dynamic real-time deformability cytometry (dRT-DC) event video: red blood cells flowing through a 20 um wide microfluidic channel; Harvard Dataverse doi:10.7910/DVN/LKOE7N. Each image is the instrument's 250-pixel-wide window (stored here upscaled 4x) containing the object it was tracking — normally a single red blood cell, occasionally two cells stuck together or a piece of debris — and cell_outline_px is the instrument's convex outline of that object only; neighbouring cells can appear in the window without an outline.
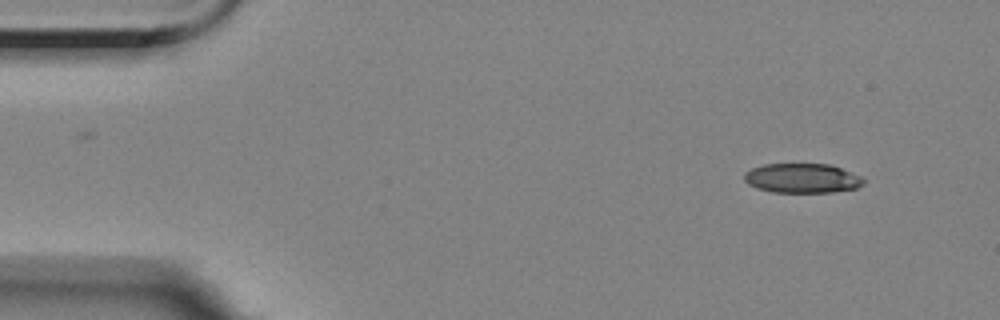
{"species": "Egyptian fruit bat (a non-hibernating species)", "species_latin": "Rousettus aegyptiacus", "temperature_condition": "room temperature", "stored_images_in_passage": 6, "camera_frame_rate_fps": 3000, "um_per_image_px": 0.085, "animal": {"sex": "female"}, "frame": {"image": 1, "passage_image": 1, "time_ms": 0.0, "image_size_px": [1000, 320], "cell_outline_px": [[864, 184], [856, 188], [832, 192], [772, 192], [756, 188], [748, 184], [744, 180], [744, 172], [752, 168], [764, 164], [832, 164], [860, 176], [864, 180]], "centroid_in_image_um": [68.17, 15.14], "position_along_channel_um": 16.8, "area_um2": 20.58}}
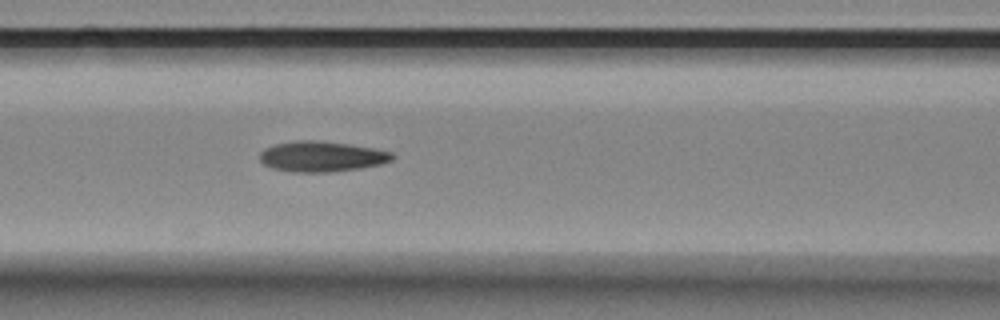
{"frame": {"image": 2, "passage_image": 6, "time_ms": 6.0, "image_size_px": [1000, 320], "cell_outline_px": [[396, 156], [392, 160], [380, 164], [360, 168], [332, 172], [292, 172], [272, 168], [264, 164], [260, 160], [260, 152], [264, 148], [276, 144], [296, 140], [320, 140], [348, 144], [372, 148], [392, 152]], "centroid_in_image_um": [27.33, 13.3], "position_along_channel_um": 139.3, "area_um2": 23.58}}